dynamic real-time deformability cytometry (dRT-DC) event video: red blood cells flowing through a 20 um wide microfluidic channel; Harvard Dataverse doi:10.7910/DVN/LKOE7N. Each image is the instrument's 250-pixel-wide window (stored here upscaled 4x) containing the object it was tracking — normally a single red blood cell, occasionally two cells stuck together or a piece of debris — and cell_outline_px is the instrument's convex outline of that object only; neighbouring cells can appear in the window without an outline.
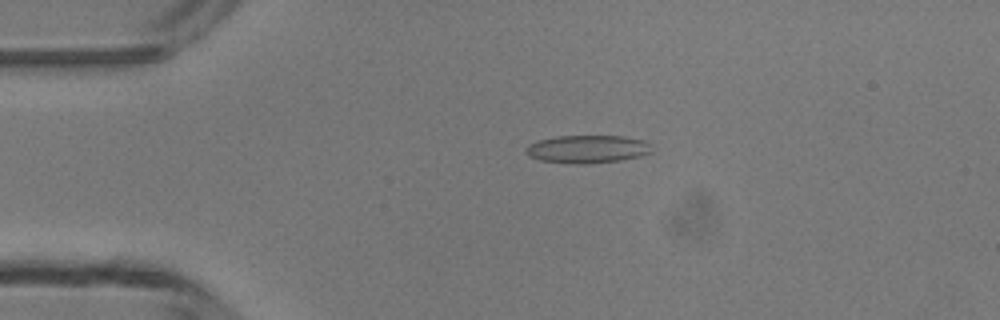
{"species": "common noctule bat (a hibernating species)", "species_latin": "Nyctalus noctula", "temperature_condition": "room temperature", "stored_images_in_passage": 3, "camera_frame_rate_fps": 3000, "um_per_image_px": 0.085, "animal": {"sex": "male", "body_mass_g": 13.3}, "frame": {"image": 1, "passage_image": 3, "time_ms": 2.333, "image_size_px": [1000, 320], "cell_outline_px": [[652, 152], [640, 156], [620, 160], [588, 164], [576, 164], [540, 160], [528, 156], [524, 152], [528, 144], [540, 140], [556, 136], [624, 136], [648, 140], [652, 144]], "centroid_in_image_um": [49.97, 12.67], "position_along_channel_um": 35.0, "area_um2": 20.75}}